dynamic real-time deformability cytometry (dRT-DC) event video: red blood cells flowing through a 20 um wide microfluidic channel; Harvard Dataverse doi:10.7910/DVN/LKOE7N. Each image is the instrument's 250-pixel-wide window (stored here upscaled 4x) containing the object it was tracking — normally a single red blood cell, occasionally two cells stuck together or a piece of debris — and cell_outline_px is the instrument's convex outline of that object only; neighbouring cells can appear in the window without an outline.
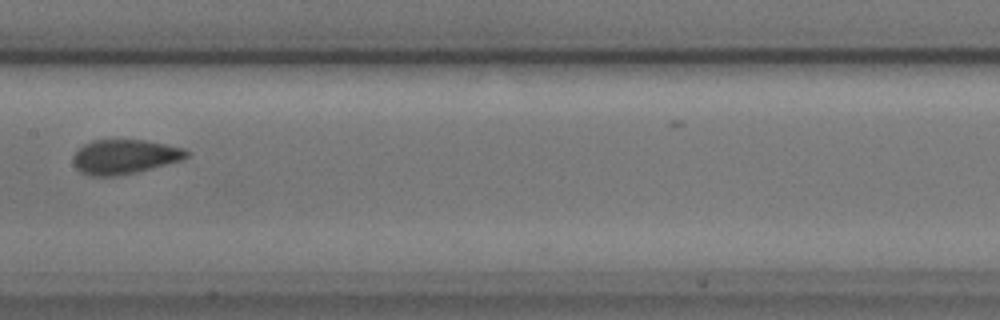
{"species": "common noctule bat (a hibernating species)", "species_latin": "Nyctalus noctula", "temperature_condition": "cold", "stored_images_in_passage": 7, "camera_frame_rate_fps": 3000, "um_per_image_px": 0.085, "animal": {"sex": "male", "body_mass_g": 17.9, "forearm_length_mm": 54.2}, "frame": {"image": 1, "passage_image": 6, "time_ms": 7.667, "image_size_px": [1000, 320], "cell_outline_px": [[188, 156], [180, 160], [136, 172], [116, 176], [88, 176], [80, 172], [76, 168], [72, 160], [72, 156], [84, 144], [92, 140], [144, 140], [184, 148], [188, 152]], "centroid_in_image_um": [10.53, 13.32], "position_along_channel_um": 196.9, "area_um2": 22.6}}